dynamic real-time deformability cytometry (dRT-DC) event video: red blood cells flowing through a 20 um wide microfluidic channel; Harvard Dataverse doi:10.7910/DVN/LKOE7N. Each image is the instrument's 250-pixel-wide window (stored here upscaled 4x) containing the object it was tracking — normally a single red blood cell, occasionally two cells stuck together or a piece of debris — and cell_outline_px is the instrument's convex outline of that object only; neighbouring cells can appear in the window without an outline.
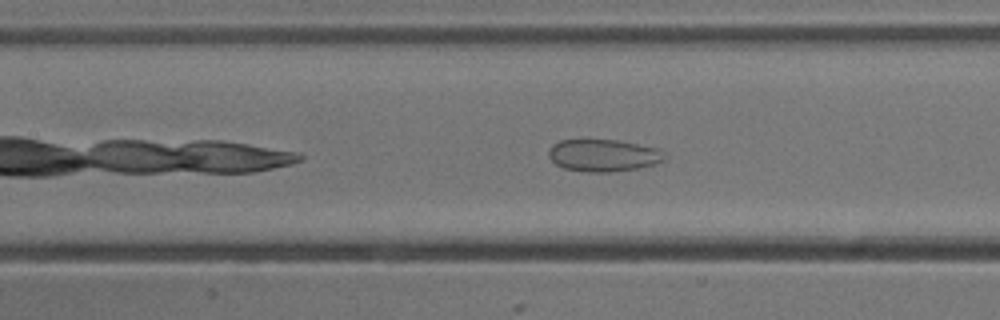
{"species": "common noctule bat (a hibernating species)", "species_latin": "Nyctalus noctula", "temperature_condition": "cold", "stored_images_in_passage": 34, "camera_frame_rate_fps": 3000, "um_per_image_px": 0.085, "animal": {"sex": "male", "body_mass_g": 13.3}, "frame": {"image": 1, "passage_image": 10, "time_ms": 3.0, "image_size_px": [1000, 320], "cell_outline_px": [[664, 160], [656, 164], [640, 168], [608, 172], [588, 172], [564, 168], [556, 164], [548, 156], [548, 152], [552, 144], [560, 140], [616, 140], [660, 148], [664, 152]], "centroid_in_image_um": [51.3, 13.21], "position_along_channel_um": 156.1, "area_um2": 21.79}}
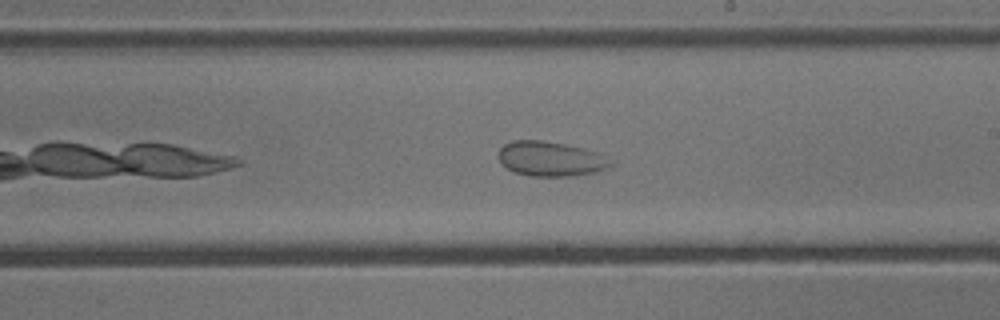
{"frame": {"image": 2, "passage_image": 17, "time_ms": 5.333, "image_size_px": [1000, 320], "cell_outline_px": [[616, 160], [608, 168], [596, 172], [576, 176], [528, 176], [512, 172], [500, 164], [500, 148], [504, 144], [512, 140], [540, 140], [564, 144], [584, 148], [596, 152]], "centroid_in_image_um": [46.83, 13.52], "position_along_channel_um": 242.2, "area_um2": 23.06}}
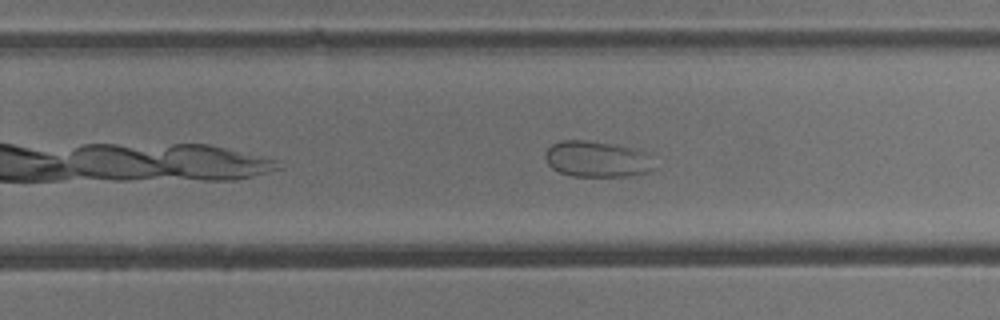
{"frame": {"image": 3, "passage_image": 20, "time_ms": 6.333, "image_size_px": [1000, 320], "cell_outline_px": [[652, 168], [648, 172], [632, 176], [572, 176], [560, 172], [552, 168], [548, 164], [544, 156], [544, 152], [552, 144], [560, 140], [584, 140], [636, 148], [648, 152]], "centroid_in_image_um": [50.71, 13.52], "position_along_channel_um": 279.1, "area_um2": 22.89}}